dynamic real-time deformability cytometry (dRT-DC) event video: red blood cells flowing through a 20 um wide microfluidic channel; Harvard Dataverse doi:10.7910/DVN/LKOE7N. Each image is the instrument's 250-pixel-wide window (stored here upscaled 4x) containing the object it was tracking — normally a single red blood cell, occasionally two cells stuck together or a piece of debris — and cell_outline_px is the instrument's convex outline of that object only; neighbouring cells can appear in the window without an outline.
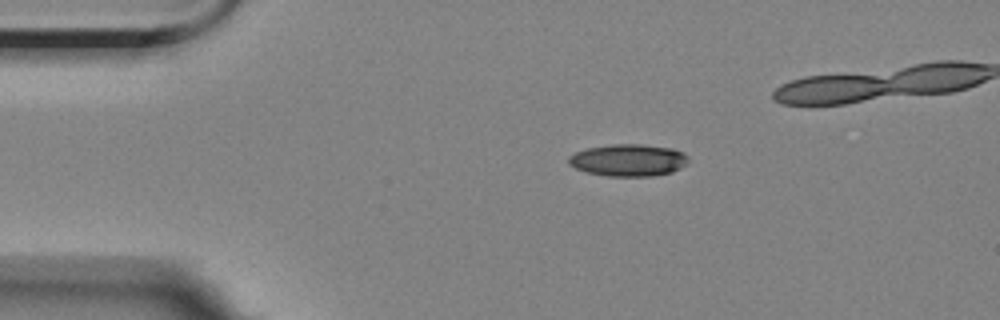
{"species": "Egyptian fruit bat (a non-hibernating species)", "species_latin": "Rousettus aegyptiacus", "temperature_condition": "room temperature", "stored_images_in_passage": 12, "camera_frame_rate_fps": 3000, "um_per_image_px": 0.085, "animal": {"sex": "female"}, "frame": {"image": 1, "passage_image": 2, "time_ms": 2.0, "image_size_px": [1000, 320], "cell_outline_px": [[688, 160], [680, 168], [672, 172], [652, 176], [608, 176], [584, 172], [568, 164], [568, 156], [576, 152], [588, 148], [612, 144], [640, 144], [672, 148], [684, 152], [688, 156]], "centroid_in_image_um": [53.4, 13.61], "position_along_channel_um": 31.6, "area_um2": 22.43}}
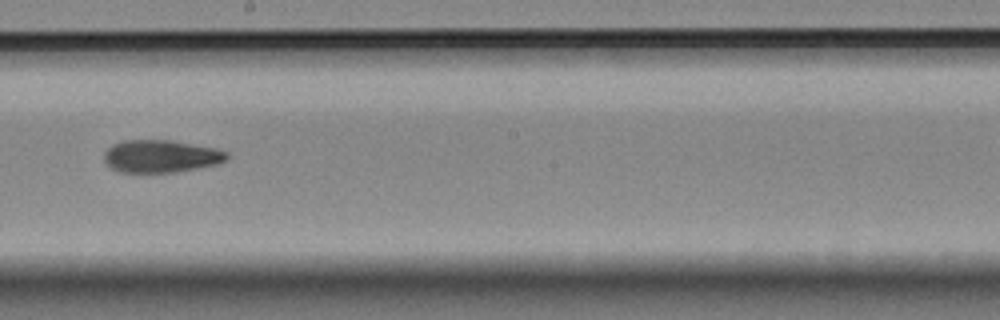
{"frame": {"image": 2, "passage_image": 8, "time_ms": 9.0, "image_size_px": [1000, 320], "cell_outline_px": [[228, 160], [216, 164], [196, 168], [172, 172], [120, 172], [112, 168], [104, 160], [104, 152], [112, 144], [124, 140], [172, 140], [216, 148], [228, 152]], "centroid_in_image_um": [13.68, 13.27], "position_along_channel_um": 234.5, "area_um2": 23.24}}
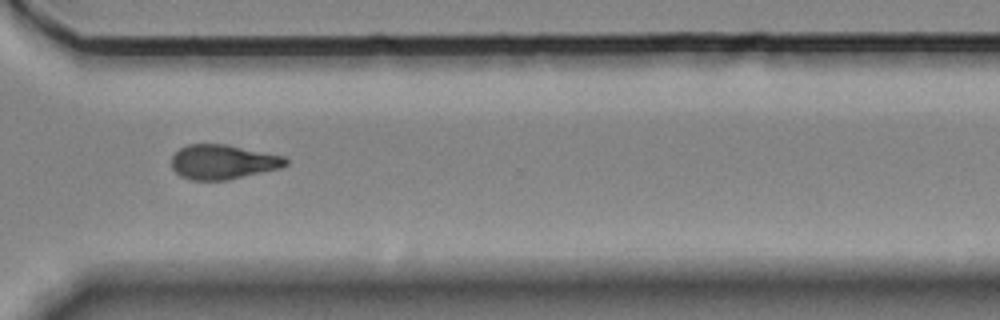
{"frame": {"image": 3, "passage_image": 11, "time_ms": 12.333, "image_size_px": [1000, 320], "cell_outline_px": [[288, 164], [280, 168], [228, 180], [192, 180], [180, 176], [172, 168], [172, 156], [180, 148], [188, 144], [228, 144], [284, 156], [288, 160]], "centroid_in_image_um": [18.95, 13.76], "position_along_channel_um": 351.6, "area_um2": 23.06}}